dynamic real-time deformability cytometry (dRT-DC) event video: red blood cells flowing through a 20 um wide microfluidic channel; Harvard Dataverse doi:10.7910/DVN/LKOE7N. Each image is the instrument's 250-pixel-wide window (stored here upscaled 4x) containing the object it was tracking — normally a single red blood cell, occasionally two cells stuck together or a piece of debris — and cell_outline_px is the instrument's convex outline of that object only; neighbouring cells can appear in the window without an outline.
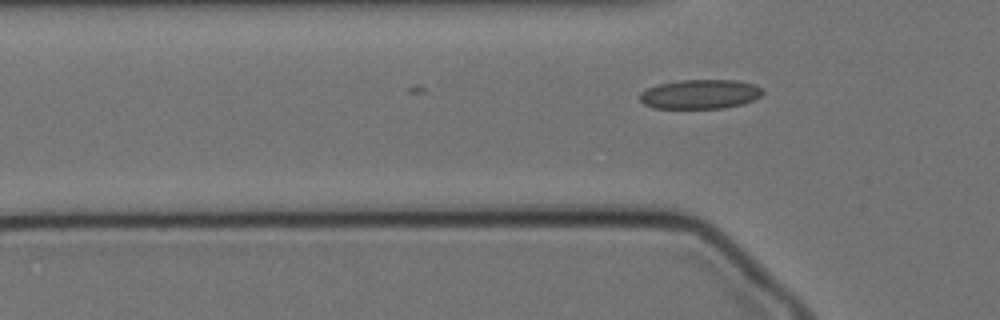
{"species": "Egyptian fruit bat (a non-hibernating species)", "species_latin": "Rousettus aegyptiacus", "temperature_condition": "cold", "stored_images_in_passage": 7, "camera_frame_rate_fps": 3000, "um_per_image_px": 0.085, "animal": {"sex": "female"}, "frame": {"image": 1, "passage_image": 7, "time_ms": 2.0, "image_size_px": [1000, 320], "cell_outline_px": [[764, 92], [760, 96], [744, 104], [724, 108], [652, 108], [644, 104], [640, 100], [640, 92], [656, 84], [680, 80], [740, 80], [756, 84], [764, 88]], "centroid_in_image_um": [59.54, 8.0], "position_along_channel_um": 66.3, "area_um2": 21.33}}